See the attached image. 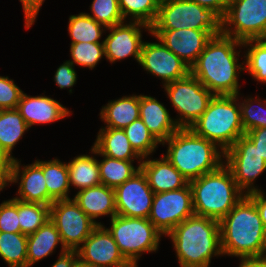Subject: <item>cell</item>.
<instances>
[{
    "label": "cell",
    "instance_id": "obj_1",
    "mask_svg": "<svg viewBox=\"0 0 266 267\" xmlns=\"http://www.w3.org/2000/svg\"><path fill=\"white\" fill-rule=\"evenodd\" d=\"M242 47L243 42L232 37L213 36L190 67V73L213 95H238L239 78L245 71V60L239 61L240 56L244 57L240 55Z\"/></svg>",
    "mask_w": 266,
    "mask_h": 267
},
{
    "label": "cell",
    "instance_id": "obj_2",
    "mask_svg": "<svg viewBox=\"0 0 266 267\" xmlns=\"http://www.w3.org/2000/svg\"><path fill=\"white\" fill-rule=\"evenodd\" d=\"M220 238L223 256L239 260L266 256V229L248 195L220 221Z\"/></svg>",
    "mask_w": 266,
    "mask_h": 267
},
{
    "label": "cell",
    "instance_id": "obj_3",
    "mask_svg": "<svg viewBox=\"0 0 266 267\" xmlns=\"http://www.w3.org/2000/svg\"><path fill=\"white\" fill-rule=\"evenodd\" d=\"M180 267H210L214 257L223 256L220 222L193 215L168 235Z\"/></svg>",
    "mask_w": 266,
    "mask_h": 267
},
{
    "label": "cell",
    "instance_id": "obj_4",
    "mask_svg": "<svg viewBox=\"0 0 266 267\" xmlns=\"http://www.w3.org/2000/svg\"><path fill=\"white\" fill-rule=\"evenodd\" d=\"M165 144L167 150L162 154L188 181L212 172L224 163V151L190 128H179L161 143Z\"/></svg>",
    "mask_w": 266,
    "mask_h": 267
},
{
    "label": "cell",
    "instance_id": "obj_5",
    "mask_svg": "<svg viewBox=\"0 0 266 267\" xmlns=\"http://www.w3.org/2000/svg\"><path fill=\"white\" fill-rule=\"evenodd\" d=\"M194 213L221 221L246 195L223 163L218 169L189 181Z\"/></svg>",
    "mask_w": 266,
    "mask_h": 267
},
{
    "label": "cell",
    "instance_id": "obj_6",
    "mask_svg": "<svg viewBox=\"0 0 266 267\" xmlns=\"http://www.w3.org/2000/svg\"><path fill=\"white\" fill-rule=\"evenodd\" d=\"M190 129L224 152L245 134L238 95H214Z\"/></svg>",
    "mask_w": 266,
    "mask_h": 267
},
{
    "label": "cell",
    "instance_id": "obj_7",
    "mask_svg": "<svg viewBox=\"0 0 266 267\" xmlns=\"http://www.w3.org/2000/svg\"><path fill=\"white\" fill-rule=\"evenodd\" d=\"M109 220L108 231L133 267H138V261L144 253H156L159 250L164 235L149 219L115 215Z\"/></svg>",
    "mask_w": 266,
    "mask_h": 267
},
{
    "label": "cell",
    "instance_id": "obj_8",
    "mask_svg": "<svg viewBox=\"0 0 266 267\" xmlns=\"http://www.w3.org/2000/svg\"><path fill=\"white\" fill-rule=\"evenodd\" d=\"M195 29L222 34V17L189 0H160L158 15L151 30Z\"/></svg>",
    "mask_w": 266,
    "mask_h": 267
},
{
    "label": "cell",
    "instance_id": "obj_9",
    "mask_svg": "<svg viewBox=\"0 0 266 267\" xmlns=\"http://www.w3.org/2000/svg\"><path fill=\"white\" fill-rule=\"evenodd\" d=\"M222 34L241 42L266 39V0H230Z\"/></svg>",
    "mask_w": 266,
    "mask_h": 267
},
{
    "label": "cell",
    "instance_id": "obj_10",
    "mask_svg": "<svg viewBox=\"0 0 266 267\" xmlns=\"http://www.w3.org/2000/svg\"><path fill=\"white\" fill-rule=\"evenodd\" d=\"M165 94L177 112L179 128H190L206 111L214 95L191 73L182 79L164 85Z\"/></svg>",
    "mask_w": 266,
    "mask_h": 267
},
{
    "label": "cell",
    "instance_id": "obj_11",
    "mask_svg": "<svg viewBox=\"0 0 266 267\" xmlns=\"http://www.w3.org/2000/svg\"><path fill=\"white\" fill-rule=\"evenodd\" d=\"M224 164L230 169L238 187L246 195L262 189L254 183L266 171V161L245 134L224 152Z\"/></svg>",
    "mask_w": 266,
    "mask_h": 267
},
{
    "label": "cell",
    "instance_id": "obj_12",
    "mask_svg": "<svg viewBox=\"0 0 266 267\" xmlns=\"http://www.w3.org/2000/svg\"><path fill=\"white\" fill-rule=\"evenodd\" d=\"M50 220L55 224L67 250H77L98 226L73 198L55 200L50 205Z\"/></svg>",
    "mask_w": 266,
    "mask_h": 267
},
{
    "label": "cell",
    "instance_id": "obj_13",
    "mask_svg": "<svg viewBox=\"0 0 266 267\" xmlns=\"http://www.w3.org/2000/svg\"><path fill=\"white\" fill-rule=\"evenodd\" d=\"M193 215L192 191L188 183L178 190L154 194L148 219L167 237L177 225Z\"/></svg>",
    "mask_w": 266,
    "mask_h": 267
},
{
    "label": "cell",
    "instance_id": "obj_14",
    "mask_svg": "<svg viewBox=\"0 0 266 267\" xmlns=\"http://www.w3.org/2000/svg\"><path fill=\"white\" fill-rule=\"evenodd\" d=\"M156 41H144L142 45L139 65L144 71L162 80L163 86L186 77L190 73V67L158 38Z\"/></svg>",
    "mask_w": 266,
    "mask_h": 267
},
{
    "label": "cell",
    "instance_id": "obj_15",
    "mask_svg": "<svg viewBox=\"0 0 266 267\" xmlns=\"http://www.w3.org/2000/svg\"><path fill=\"white\" fill-rule=\"evenodd\" d=\"M143 30L151 34V27L141 22L125 21L108 27L106 31L109 34L103 39L106 60L115 63L132 57L139 63L144 43Z\"/></svg>",
    "mask_w": 266,
    "mask_h": 267
},
{
    "label": "cell",
    "instance_id": "obj_16",
    "mask_svg": "<svg viewBox=\"0 0 266 267\" xmlns=\"http://www.w3.org/2000/svg\"><path fill=\"white\" fill-rule=\"evenodd\" d=\"M114 191L116 215L148 219L154 192L141 169Z\"/></svg>",
    "mask_w": 266,
    "mask_h": 267
},
{
    "label": "cell",
    "instance_id": "obj_17",
    "mask_svg": "<svg viewBox=\"0 0 266 267\" xmlns=\"http://www.w3.org/2000/svg\"><path fill=\"white\" fill-rule=\"evenodd\" d=\"M79 260L95 267H133L122 255L112 234L98 225L77 249Z\"/></svg>",
    "mask_w": 266,
    "mask_h": 267
},
{
    "label": "cell",
    "instance_id": "obj_18",
    "mask_svg": "<svg viewBox=\"0 0 266 267\" xmlns=\"http://www.w3.org/2000/svg\"><path fill=\"white\" fill-rule=\"evenodd\" d=\"M21 165L20 159L7 163V187L17 184V200L26 203L48 205V190L42 168L34 161L32 164Z\"/></svg>",
    "mask_w": 266,
    "mask_h": 267
},
{
    "label": "cell",
    "instance_id": "obj_19",
    "mask_svg": "<svg viewBox=\"0 0 266 267\" xmlns=\"http://www.w3.org/2000/svg\"><path fill=\"white\" fill-rule=\"evenodd\" d=\"M151 36L158 38L170 51L191 67L216 34L212 30L177 29L151 30Z\"/></svg>",
    "mask_w": 266,
    "mask_h": 267
},
{
    "label": "cell",
    "instance_id": "obj_20",
    "mask_svg": "<svg viewBox=\"0 0 266 267\" xmlns=\"http://www.w3.org/2000/svg\"><path fill=\"white\" fill-rule=\"evenodd\" d=\"M29 129L33 125L51 124L69 117L72 112L54 98L37 95L30 96L23 92L16 108Z\"/></svg>",
    "mask_w": 266,
    "mask_h": 267
},
{
    "label": "cell",
    "instance_id": "obj_21",
    "mask_svg": "<svg viewBox=\"0 0 266 267\" xmlns=\"http://www.w3.org/2000/svg\"><path fill=\"white\" fill-rule=\"evenodd\" d=\"M140 169L145 174L154 194L178 190L189 183L163 154L159 159L143 158Z\"/></svg>",
    "mask_w": 266,
    "mask_h": 267
},
{
    "label": "cell",
    "instance_id": "obj_22",
    "mask_svg": "<svg viewBox=\"0 0 266 267\" xmlns=\"http://www.w3.org/2000/svg\"><path fill=\"white\" fill-rule=\"evenodd\" d=\"M140 118L160 143L179 129L164 103L150 95L140 94Z\"/></svg>",
    "mask_w": 266,
    "mask_h": 267
},
{
    "label": "cell",
    "instance_id": "obj_23",
    "mask_svg": "<svg viewBox=\"0 0 266 267\" xmlns=\"http://www.w3.org/2000/svg\"><path fill=\"white\" fill-rule=\"evenodd\" d=\"M73 199L85 214L98 225H102V223L96 219L102 216L111 219L116 215L115 191L103 184L79 190Z\"/></svg>",
    "mask_w": 266,
    "mask_h": 267
},
{
    "label": "cell",
    "instance_id": "obj_24",
    "mask_svg": "<svg viewBox=\"0 0 266 267\" xmlns=\"http://www.w3.org/2000/svg\"><path fill=\"white\" fill-rule=\"evenodd\" d=\"M101 128L124 129L140 118V95L132 94L108 101L100 109Z\"/></svg>",
    "mask_w": 266,
    "mask_h": 267
},
{
    "label": "cell",
    "instance_id": "obj_25",
    "mask_svg": "<svg viewBox=\"0 0 266 267\" xmlns=\"http://www.w3.org/2000/svg\"><path fill=\"white\" fill-rule=\"evenodd\" d=\"M59 244V254H63L67 249L63 246L55 224L49 219L36 232L27 235V267L52 255Z\"/></svg>",
    "mask_w": 266,
    "mask_h": 267
},
{
    "label": "cell",
    "instance_id": "obj_26",
    "mask_svg": "<svg viewBox=\"0 0 266 267\" xmlns=\"http://www.w3.org/2000/svg\"><path fill=\"white\" fill-rule=\"evenodd\" d=\"M92 146L101 155L110 158L126 161L137 160L138 165L142 162V158L131 147L123 129L100 128Z\"/></svg>",
    "mask_w": 266,
    "mask_h": 267
},
{
    "label": "cell",
    "instance_id": "obj_27",
    "mask_svg": "<svg viewBox=\"0 0 266 267\" xmlns=\"http://www.w3.org/2000/svg\"><path fill=\"white\" fill-rule=\"evenodd\" d=\"M29 131V127L17 109L0 110V156L8 163L16 158L14 147Z\"/></svg>",
    "mask_w": 266,
    "mask_h": 267
},
{
    "label": "cell",
    "instance_id": "obj_28",
    "mask_svg": "<svg viewBox=\"0 0 266 267\" xmlns=\"http://www.w3.org/2000/svg\"><path fill=\"white\" fill-rule=\"evenodd\" d=\"M90 151V155L79 154L67 162L69 184L78 191L101 184L97 150L91 146Z\"/></svg>",
    "mask_w": 266,
    "mask_h": 267
},
{
    "label": "cell",
    "instance_id": "obj_29",
    "mask_svg": "<svg viewBox=\"0 0 266 267\" xmlns=\"http://www.w3.org/2000/svg\"><path fill=\"white\" fill-rule=\"evenodd\" d=\"M43 170L48 190V206L55 200L71 199L67 162L58 158L48 161L34 160Z\"/></svg>",
    "mask_w": 266,
    "mask_h": 267
},
{
    "label": "cell",
    "instance_id": "obj_30",
    "mask_svg": "<svg viewBox=\"0 0 266 267\" xmlns=\"http://www.w3.org/2000/svg\"><path fill=\"white\" fill-rule=\"evenodd\" d=\"M97 156L103 157L98 159L101 184L109 188L115 189L140 170V165L134 166V161L110 158L98 151Z\"/></svg>",
    "mask_w": 266,
    "mask_h": 267
},
{
    "label": "cell",
    "instance_id": "obj_31",
    "mask_svg": "<svg viewBox=\"0 0 266 267\" xmlns=\"http://www.w3.org/2000/svg\"><path fill=\"white\" fill-rule=\"evenodd\" d=\"M106 29L104 25L97 23L85 12L69 16L68 33L71 44L79 42L104 43L101 38L106 33Z\"/></svg>",
    "mask_w": 266,
    "mask_h": 267
},
{
    "label": "cell",
    "instance_id": "obj_32",
    "mask_svg": "<svg viewBox=\"0 0 266 267\" xmlns=\"http://www.w3.org/2000/svg\"><path fill=\"white\" fill-rule=\"evenodd\" d=\"M0 257L8 267H27V235L0 232Z\"/></svg>",
    "mask_w": 266,
    "mask_h": 267
},
{
    "label": "cell",
    "instance_id": "obj_33",
    "mask_svg": "<svg viewBox=\"0 0 266 267\" xmlns=\"http://www.w3.org/2000/svg\"><path fill=\"white\" fill-rule=\"evenodd\" d=\"M243 48L245 71L254 81L266 84V39L244 41Z\"/></svg>",
    "mask_w": 266,
    "mask_h": 267
},
{
    "label": "cell",
    "instance_id": "obj_34",
    "mask_svg": "<svg viewBox=\"0 0 266 267\" xmlns=\"http://www.w3.org/2000/svg\"><path fill=\"white\" fill-rule=\"evenodd\" d=\"M124 21L141 22L151 27L158 15L160 0H118Z\"/></svg>",
    "mask_w": 266,
    "mask_h": 267
},
{
    "label": "cell",
    "instance_id": "obj_35",
    "mask_svg": "<svg viewBox=\"0 0 266 267\" xmlns=\"http://www.w3.org/2000/svg\"><path fill=\"white\" fill-rule=\"evenodd\" d=\"M123 130L130 141L131 147L142 159L151 157L158 148V145H161L145 126L141 118L136 119Z\"/></svg>",
    "mask_w": 266,
    "mask_h": 267
},
{
    "label": "cell",
    "instance_id": "obj_36",
    "mask_svg": "<svg viewBox=\"0 0 266 267\" xmlns=\"http://www.w3.org/2000/svg\"><path fill=\"white\" fill-rule=\"evenodd\" d=\"M18 216L21 233L29 235L50 219V206L18 200Z\"/></svg>",
    "mask_w": 266,
    "mask_h": 267
},
{
    "label": "cell",
    "instance_id": "obj_37",
    "mask_svg": "<svg viewBox=\"0 0 266 267\" xmlns=\"http://www.w3.org/2000/svg\"><path fill=\"white\" fill-rule=\"evenodd\" d=\"M240 95L241 93H239V105L245 133L252 129L266 128V99L263 100L258 95L255 97L248 95L245 98Z\"/></svg>",
    "mask_w": 266,
    "mask_h": 267
},
{
    "label": "cell",
    "instance_id": "obj_38",
    "mask_svg": "<svg viewBox=\"0 0 266 267\" xmlns=\"http://www.w3.org/2000/svg\"><path fill=\"white\" fill-rule=\"evenodd\" d=\"M69 61L74 65L93 70L105 57L104 43L79 42L70 44Z\"/></svg>",
    "mask_w": 266,
    "mask_h": 267
},
{
    "label": "cell",
    "instance_id": "obj_39",
    "mask_svg": "<svg viewBox=\"0 0 266 267\" xmlns=\"http://www.w3.org/2000/svg\"><path fill=\"white\" fill-rule=\"evenodd\" d=\"M89 7L91 11L86 14L106 28L125 22L118 0H93Z\"/></svg>",
    "mask_w": 266,
    "mask_h": 267
},
{
    "label": "cell",
    "instance_id": "obj_40",
    "mask_svg": "<svg viewBox=\"0 0 266 267\" xmlns=\"http://www.w3.org/2000/svg\"><path fill=\"white\" fill-rule=\"evenodd\" d=\"M0 232H21L18 216V200L11 198L0 204Z\"/></svg>",
    "mask_w": 266,
    "mask_h": 267
},
{
    "label": "cell",
    "instance_id": "obj_41",
    "mask_svg": "<svg viewBox=\"0 0 266 267\" xmlns=\"http://www.w3.org/2000/svg\"><path fill=\"white\" fill-rule=\"evenodd\" d=\"M23 92L9 76L0 75V110L16 109Z\"/></svg>",
    "mask_w": 266,
    "mask_h": 267
},
{
    "label": "cell",
    "instance_id": "obj_42",
    "mask_svg": "<svg viewBox=\"0 0 266 267\" xmlns=\"http://www.w3.org/2000/svg\"><path fill=\"white\" fill-rule=\"evenodd\" d=\"M53 79L60 89H69L68 91L71 94L73 91L72 87L77 82L75 66L69 60H66L63 64L58 66Z\"/></svg>",
    "mask_w": 266,
    "mask_h": 267
},
{
    "label": "cell",
    "instance_id": "obj_43",
    "mask_svg": "<svg viewBox=\"0 0 266 267\" xmlns=\"http://www.w3.org/2000/svg\"><path fill=\"white\" fill-rule=\"evenodd\" d=\"M22 4V9L24 12V26L25 29H30L34 25L37 16L41 10V6L44 4L45 0H19Z\"/></svg>",
    "mask_w": 266,
    "mask_h": 267
},
{
    "label": "cell",
    "instance_id": "obj_44",
    "mask_svg": "<svg viewBox=\"0 0 266 267\" xmlns=\"http://www.w3.org/2000/svg\"><path fill=\"white\" fill-rule=\"evenodd\" d=\"M245 135L254 143L258 152L266 161V128L252 129Z\"/></svg>",
    "mask_w": 266,
    "mask_h": 267
},
{
    "label": "cell",
    "instance_id": "obj_45",
    "mask_svg": "<svg viewBox=\"0 0 266 267\" xmlns=\"http://www.w3.org/2000/svg\"><path fill=\"white\" fill-rule=\"evenodd\" d=\"M264 190H259L256 192H251L247 194L256 205L260 219L262 220L263 226L266 229V192Z\"/></svg>",
    "mask_w": 266,
    "mask_h": 267
},
{
    "label": "cell",
    "instance_id": "obj_46",
    "mask_svg": "<svg viewBox=\"0 0 266 267\" xmlns=\"http://www.w3.org/2000/svg\"><path fill=\"white\" fill-rule=\"evenodd\" d=\"M79 260L77 250H67L63 254H59L58 259L51 267H75Z\"/></svg>",
    "mask_w": 266,
    "mask_h": 267
},
{
    "label": "cell",
    "instance_id": "obj_47",
    "mask_svg": "<svg viewBox=\"0 0 266 267\" xmlns=\"http://www.w3.org/2000/svg\"><path fill=\"white\" fill-rule=\"evenodd\" d=\"M199 4L200 6L213 9L221 17L224 16L227 6L229 5L230 0H189Z\"/></svg>",
    "mask_w": 266,
    "mask_h": 267
},
{
    "label": "cell",
    "instance_id": "obj_48",
    "mask_svg": "<svg viewBox=\"0 0 266 267\" xmlns=\"http://www.w3.org/2000/svg\"><path fill=\"white\" fill-rule=\"evenodd\" d=\"M238 267H266V256L240 259Z\"/></svg>",
    "mask_w": 266,
    "mask_h": 267
},
{
    "label": "cell",
    "instance_id": "obj_49",
    "mask_svg": "<svg viewBox=\"0 0 266 267\" xmlns=\"http://www.w3.org/2000/svg\"><path fill=\"white\" fill-rule=\"evenodd\" d=\"M7 187V162L0 156V192Z\"/></svg>",
    "mask_w": 266,
    "mask_h": 267
},
{
    "label": "cell",
    "instance_id": "obj_50",
    "mask_svg": "<svg viewBox=\"0 0 266 267\" xmlns=\"http://www.w3.org/2000/svg\"><path fill=\"white\" fill-rule=\"evenodd\" d=\"M75 267H95V266L87 265L85 263H82L80 260H78V262H77Z\"/></svg>",
    "mask_w": 266,
    "mask_h": 267
}]
</instances>
